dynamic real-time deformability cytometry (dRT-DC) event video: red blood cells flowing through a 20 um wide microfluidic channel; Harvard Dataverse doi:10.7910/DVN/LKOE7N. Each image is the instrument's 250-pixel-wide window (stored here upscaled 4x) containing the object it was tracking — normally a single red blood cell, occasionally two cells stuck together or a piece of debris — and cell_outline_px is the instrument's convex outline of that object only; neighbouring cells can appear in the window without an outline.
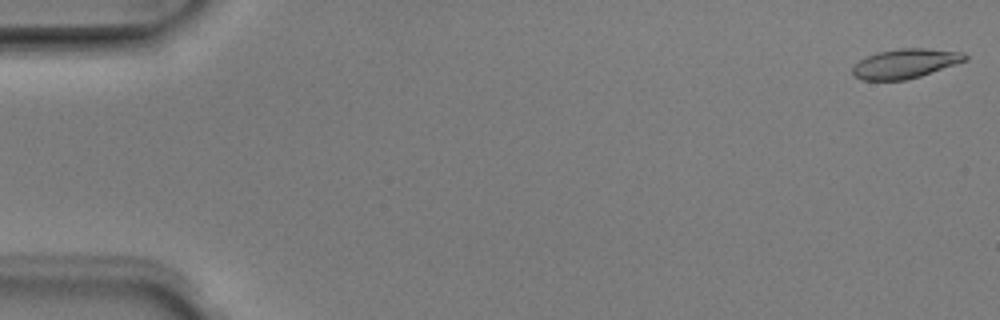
{"species": "Egyptian fruit bat (a non-hibernating species)", "species_latin": "Rousettus aegyptiacus", "temperature_condition": "room temperature", "stored_images_in_passage": 5, "camera_frame_rate_fps": 3000, "um_per_image_px": 0.085, "animal": {"sex": "male"}, "frame": {"image": 1, "passage_image": 1, "time_ms": 0.0, "image_size_px": [1000, 320], "cell_outline_px": [[968, 60], [920, 76], [904, 80], [860, 80], [852, 76], [852, 68], [860, 60], [876, 52], [900, 48], [924, 48], [964, 52], [968, 56]], "centroid_in_image_um": [76.94, 5.4], "position_along_channel_um": 8.1, "area_um2": 19.36}}
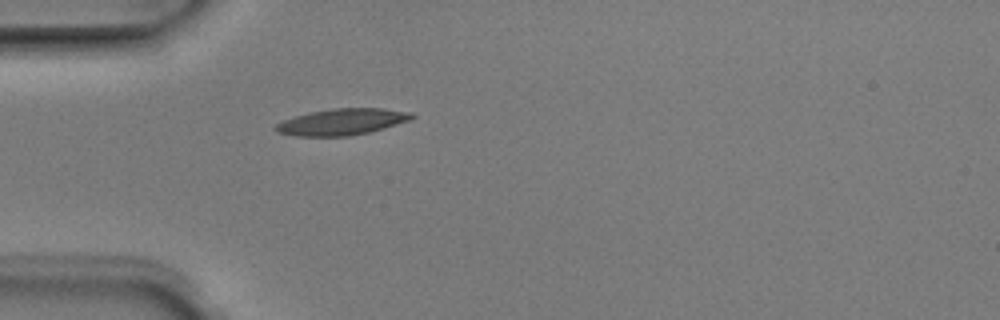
{"frame": {"image": 2, "passage_image": 5, "time_ms": 1.333, "image_size_px": [1000, 320], "cell_outline_px": [[416, 116], [408, 120], [384, 128], [368, 132], [348, 136], [296, 136], [276, 132], [272, 128], [276, 124], [284, 120], [308, 112], [332, 108], [384, 108], [412, 112]], "centroid_in_image_um": [29.04, 10.35], "position_along_channel_um": 56.0, "area_um2": 20.92}}